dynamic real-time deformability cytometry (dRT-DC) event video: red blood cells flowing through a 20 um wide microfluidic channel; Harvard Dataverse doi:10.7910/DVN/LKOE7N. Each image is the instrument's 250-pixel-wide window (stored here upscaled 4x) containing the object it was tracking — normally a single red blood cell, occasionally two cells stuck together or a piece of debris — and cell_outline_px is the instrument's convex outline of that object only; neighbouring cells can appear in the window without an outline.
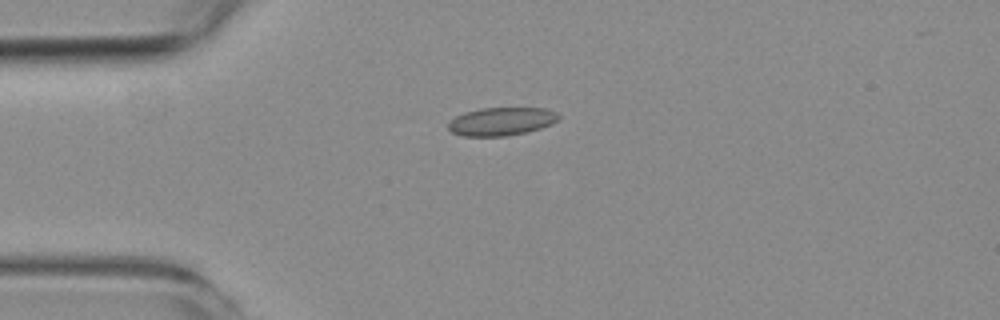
{"species": "common noctule bat (a hibernating species)", "species_latin": "Nyctalus noctula", "temperature_condition": "room temperature", "stored_images_in_passage": 2, "camera_frame_rate_fps": 3000, "um_per_image_px": 0.085, "animal": {"sex": "female", "body_mass_g": 19.3, "forearm_length_mm": 54.1}, "frame": {"image": 1, "passage_image": 1, "time_ms": 0.0, "image_size_px": [1000, 320], "cell_outline_px": [[560, 116], [552, 124], [528, 132], [508, 136], [464, 136], [452, 132], [448, 128], [448, 124], [456, 116], [464, 112], [480, 108], [544, 108], [556, 112]], "centroid_in_image_um": [42.62, 10.32], "position_along_channel_um": 42.4, "area_um2": 18.09}}